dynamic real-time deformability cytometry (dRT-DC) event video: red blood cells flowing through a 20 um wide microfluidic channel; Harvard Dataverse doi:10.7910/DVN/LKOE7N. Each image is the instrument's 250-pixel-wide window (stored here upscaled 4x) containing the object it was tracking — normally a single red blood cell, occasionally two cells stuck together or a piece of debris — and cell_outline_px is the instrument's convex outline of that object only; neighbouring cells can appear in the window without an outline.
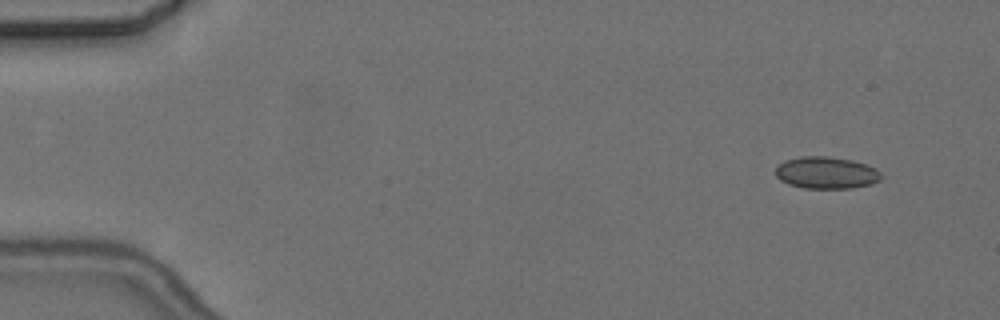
{"species": "common noctule bat (a hibernating species)", "species_latin": "Nyctalus noctula", "temperature_condition": "cold", "stored_images_in_passage": 3, "camera_frame_rate_fps": 3000, "um_per_image_px": 0.085, "animal": {"sex": "female", "body_mass_g": 24.6, "forearm_length_mm": 56.2}, "frame": {"image": 1, "passage_image": 1, "time_ms": 0.0, "image_size_px": [1000, 320], "cell_outline_px": [[880, 180], [872, 184], [852, 188], [804, 188], [788, 184], [780, 180], [776, 176], [776, 164], [784, 160], [800, 156], [828, 156], [852, 160], [876, 168], [880, 172]], "centroid_in_image_um": [70.2, 14.68], "position_along_channel_um": 14.8, "area_um2": 19.83}}